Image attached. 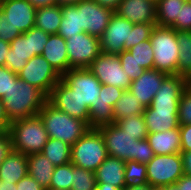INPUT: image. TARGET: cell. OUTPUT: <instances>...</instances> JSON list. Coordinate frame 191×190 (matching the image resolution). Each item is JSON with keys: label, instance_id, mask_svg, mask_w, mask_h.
Segmentation results:
<instances>
[{"label": "cell", "instance_id": "obj_25", "mask_svg": "<svg viewBox=\"0 0 191 190\" xmlns=\"http://www.w3.org/2000/svg\"><path fill=\"white\" fill-rule=\"evenodd\" d=\"M27 174V155L12 149L0 165V181L17 183Z\"/></svg>", "mask_w": 191, "mask_h": 190}, {"label": "cell", "instance_id": "obj_33", "mask_svg": "<svg viewBox=\"0 0 191 190\" xmlns=\"http://www.w3.org/2000/svg\"><path fill=\"white\" fill-rule=\"evenodd\" d=\"M115 124L121 128L124 133L134 137V140L146 139L148 135L145 119L143 115H134L121 120H116Z\"/></svg>", "mask_w": 191, "mask_h": 190}, {"label": "cell", "instance_id": "obj_48", "mask_svg": "<svg viewBox=\"0 0 191 190\" xmlns=\"http://www.w3.org/2000/svg\"><path fill=\"white\" fill-rule=\"evenodd\" d=\"M16 188L17 190H45L28 174L16 183Z\"/></svg>", "mask_w": 191, "mask_h": 190}, {"label": "cell", "instance_id": "obj_15", "mask_svg": "<svg viewBox=\"0 0 191 190\" xmlns=\"http://www.w3.org/2000/svg\"><path fill=\"white\" fill-rule=\"evenodd\" d=\"M61 79L75 91L89 109L92 103H96L102 84L88 68L70 69Z\"/></svg>", "mask_w": 191, "mask_h": 190}, {"label": "cell", "instance_id": "obj_53", "mask_svg": "<svg viewBox=\"0 0 191 190\" xmlns=\"http://www.w3.org/2000/svg\"><path fill=\"white\" fill-rule=\"evenodd\" d=\"M94 1L97 2L100 6H104L115 11L119 6L121 0H94Z\"/></svg>", "mask_w": 191, "mask_h": 190}, {"label": "cell", "instance_id": "obj_39", "mask_svg": "<svg viewBox=\"0 0 191 190\" xmlns=\"http://www.w3.org/2000/svg\"><path fill=\"white\" fill-rule=\"evenodd\" d=\"M179 125L191 124V83L183 91L178 106Z\"/></svg>", "mask_w": 191, "mask_h": 190}, {"label": "cell", "instance_id": "obj_51", "mask_svg": "<svg viewBox=\"0 0 191 190\" xmlns=\"http://www.w3.org/2000/svg\"><path fill=\"white\" fill-rule=\"evenodd\" d=\"M175 184L180 190H191V176L184 174Z\"/></svg>", "mask_w": 191, "mask_h": 190}, {"label": "cell", "instance_id": "obj_26", "mask_svg": "<svg viewBox=\"0 0 191 190\" xmlns=\"http://www.w3.org/2000/svg\"><path fill=\"white\" fill-rule=\"evenodd\" d=\"M28 175L45 190L49 188L55 166L40 152L27 155Z\"/></svg>", "mask_w": 191, "mask_h": 190}, {"label": "cell", "instance_id": "obj_18", "mask_svg": "<svg viewBox=\"0 0 191 190\" xmlns=\"http://www.w3.org/2000/svg\"><path fill=\"white\" fill-rule=\"evenodd\" d=\"M114 12L134 24H156V0H121Z\"/></svg>", "mask_w": 191, "mask_h": 190}, {"label": "cell", "instance_id": "obj_37", "mask_svg": "<svg viewBox=\"0 0 191 190\" xmlns=\"http://www.w3.org/2000/svg\"><path fill=\"white\" fill-rule=\"evenodd\" d=\"M147 168L145 163L126 161L124 177L129 186L142 185L147 183Z\"/></svg>", "mask_w": 191, "mask_h": 190}, {"label": "cell", "instance_id": "obj_7", "mask_svg": "<svg viewBox=\"0 0 191 190\" xmlns=\"http://www.w3.org/2000/svg\"><path fill=\"white\" fill-rule=\"evenodd\" d=\"M70 69L89 68L101 53L100 39L87 32L65 39Z\"/></svg>", "mask_w": 191, "mask_h": 190}, {"label": "cell", "instance_id": "obj_41", "mask_svg": "<svg viewBox=\"0 0 191 190\" xmlns=\"http://www.w3.org/2000/svg\"><path fill=\"white\" fill-rule=\"evenodd\" d=\"M156 24H145L139 23L134 24L131 30L130 36V48L134 47L136 44L150 39L152 29Z\"/></svg>", "mask_w": 191, "mask_h": 190}, {"label": "cell", "instance_id": "obj_49", "mask_svg": "<svg viewBox=\"0 0 191 190\" xmlns=\"http://www.w3.org/2000/svg\"><path fill=\"white\" fill-rule=\"evenodd\" d=\"M11 122L8 120V117L5 113L4 105L0 99V130L7 132Z\"/></svg>", "mask_w": 191, "mask_h": 190}, {"label": "cell", "instance_id": "obj_35", "mask_svg": "<svg viewBox=\"0 0 191 190\" xmlns=\"http://www.w3.org/2000/svg\"><path fill=\"white\" fill-rule=\"evenodd\" d=\"M134 60L145 70L154 69L153 48L150 39L136 44L128 50Z\"/></svg>", "mask_w": 191, "mask_h": 190}, {"label": "cell", "instance_id": "obj_27", "mask_svg": "<svg viewBox=\"0 0 191 190\" xmlns=\"http://www.w3.org/2000/svg\"><path fill=\"white\" fill-rule=\"evenodd\" d=\"M62 19L61 6L39 7L36 11L35 27L47 32L49 35L57 34Z\"/></svg>", "mask_w": 191, "mask_h": 190}, {"label": "cell", "instance_id": "obj_47", "mask_svg": "<svg viewBox=\"0 0 191 190\" xmlns=\"http://www.w3.org/2000/svg\"><path fill=\"white\" fill-rule=\"evenodd\" d=\"M181 136V152L191 151V124L179 125Z\"/></svg>", "mask_w": 191, "mask_h": 190}, {"label": "cell", "instance_id": "obj_10", "mask_svg": "<svg viewBox=\"0 0 191 190\" xmlns=\"http://www.w3.org/2000/svg\"><path fill=\"white\" fill-rule=\"evenodd\" d=\"M134 23L120 17L115 12L100 39L101 52L120 54L130 49V36Z\"/></svg>", "mask_w": 191, "mask_h": 190}, {"label": "cell", "instance_id": "obj_60", "mask_svg": "<svg viewBox=\"0 0 191 190\" xmlns=\"http://www.w3.org/2000/svg\"><path fill=\"white\" fill-rule=\"evenodd\" d=\"M151 190H167V185L166 186H156V187H152Z\"/></svg>", "mask_w": 191, "mask_h": 190}, {"label": "cell", "instance_id": "obj_40", "mask_svg": "<svg viewBox=\"0 0 191 190\" xmlns=\"http://www.w3.org/2000/svg\"><path fill=\"white\" fill-rule=\"evenodd\" d=\"M28 31L30 32L31 53H34L35 55H41L44 46L48 41L49 34L36 27H32Z\"/></svg>", "mask_w": 191, "mask_h": 190}, {"label": "cell", "instance_id": "obj_28", "mask_svg": "<svg viewBox=\"0 0 191 190\" xmlns=\"http://www.w3.org/2000/svg\"><path fill=\"white\" fill-rule=\"evenodd\" d=\"M179 45L177 74L191 82V31H176Z\"/></svg>", "mask_w": 191, "mask_h": 190}, {"label": "cell", "instance_id": "obj_12", "mask_svg": "<svg viewBox=\"0 0 191 190\" xmlns=\"http://www.w3.org/2000/svg\"><path fill=\"white\" fill-rule=\"evenodd\" d=\"M75 6L78 8L80 27L83 31L100 38L114 11L100 6L94 0H80Z\"/></svg>", "mask_w": 191, "mask_h": 190}, {"label": "cell", "instance_id": "obj_38", "mask_svg": "<svg viewBox=\"0 0 191 190\" xmlns=\"http://www.w3.org/2000/svg\"><path fill=\"white\" fill-rule=\"evenodd\" d=\"M118 57L121 61L122 69L127 72L131 81L138 79L145 71L133 58V55L128 51L124 50Z\"/></svg>", "mask_w": 191, "mask_h": 190}, {"label": "cell", "instance_id": "obj_50", "mask_svg": "<svg viewBox=\"0 0 191 190\" xmlns=\"http://www.w3.org/2000/svg\"><path fill=\"white\" fill-rule=\"evenodd\" d=\"M184 174L191 176V151L181 152Z\"/></svg>", "mask_w": 191, "mask_h": 190}, {"label": "cell", "instance_id": "obj_54", "mask_svg": "<svg viewBox=\"0 0 191 190\" xmlns=\"http://www.w3.org/2000/svg\"><path fill=\"white\" fill-rule=\"evenodd\" d=\"M35 8L52 6L57 4L56 0H28Z\"/></svg>", "mask_w": 191, "mask_h": 190}, {"label": "cell", "instance_id": "obj_21", "mask_svg": "<svg viewBox=\"0 0 191 190\" xmlns=\"http://www.w3.org/2000/svg\"><path fill=\"white\" fill-rule=\"evenodd\" d=\"M62 77L69 70L66 42L58 34L49 35L41 54Z\"/></svg>", "mask_w": 191, "mask_h": 190}, {"label": "cell", "instance_id": "obj_43", "mask_svg": "<svg viewBox=\"0 0 191 190\" xmlns=\"http://www.w3.org/2000/svg\"><path fill=\"white\" fill-rule=\"evenodd\" d=\"M19 35H21L19 30L14 28L7 17L0 12V39L10 43Z\"/></svg>", "mask_w": 191, "mask_h": 190}, {"label": "cell", "instance_id": "obj_30", "mask_svg": "<svg viewBox=\"0 0 191 190\" xmlns=\"http://www.w3.org/2000/svg\"><path fill=\"white\" fill-rule=\"evenodd\" d=\"M54 166L71 162V146L61 140L49 138L41 152Z\"/></svg>", "mask_w": 191, "mask_h": 190}, {"label": "cell", "instance_id": "obj_14", "mask_svg": "<svg viewBox=\"0 0 191 190\" xmlns=\"http://www.w3.org/2000/svg\"><path fill=\"white\" fill-rule=\"evenodd\" d=\"M47 101L55 108L89 125V108L62 79L51 90Z\"/></svg>", "mask_w": 191, "mask_h": 190}, {"label": "cell", "instance_id": "obj_56", "mask_svg": "<svg viewBox=\"0 0 191 190\" xmlns=\"http://www.w3.org/2000/svg\"><path fill=\"white\" fill-rule=\"evenodd\" d=\"M0 190H17L16 183L0 181Z\"/></svg>", "mask_w": 191, "mask_h": 190}, {"label": "cell", "instance_id": "obj_46", "mask_svg": "<svg viewBox=\"0 0 191 190\" xmlns=\"http://www.w3.org/2000/svg\"><path fill=\"white\" fill-rule=\"evenodd\" d=\"M12 150L11 139L7 132L0 130V165Z\"/></svg>", "mask_w": 191, "mask_h": 190}, {"label": "cell", "instance_id": "obj_24", "mask_svg": "<svg viewBox=\"0 0 191 190\" xmlns=\"http://www.w3.org/2000/svg\"><path fill=\"white\" fill-rule=\"evenodd\" d=\"M146 139L155 155L181 153L179 127L164 132L148 133Z\"/></svg>", "mask_w": 191, "mask_h": 190}, {"label": "cell", "instance_id": "obj_52", "mask_svg": "<svg viewBox=\"0 0 191 190\" xmlns=\"http://www.w3.org/2000/svg\"><path fill=\"white\" fill-rule=\"evenodd\" d=\"M10 49V43L0 39V67L5 66V59Z\"/></svg>", "mask_w": 191, "mask_h": 190}, {"label": "cell", "instance_id": "obj_13", "mask_svg": "<svg viewBox=\"0 0 191 190\" xmlns=\"http://www.w3.org/2000/svg\"><path fill=\"white\" fill-rule=\"evenodd\" d=\"M125 90L112 86L101 85V91L96 103L89 109V127L98 129L102 126L115 123L113 107Z\"/></svg>", "mask_w": 191, "mask_h": 190}, {"label": "cell", "instance_id": "obj_22", "mask_svg": "<svg viewBox=\"0 0 191 190\" xmlns=\"http://www.w3.org/2000/svg\"><path fill=\"white\" fill-rule=\"evenodd\" d=\"M143 116L148 133L164 132L179 127L178 109L146 108Z\"/></svg>", "mask_w": 191, "mask_h": 190}, {"label": "cell", "instance_id": "obj_17", "mask_svg": "<svg viewBox=\"0 0 191 190\" xmlns=\"http://www.w3.org/2000/svg\"><path fill=\"white\" fill-rule=\"evenodd\" d=\"M190 83L178 74L168 75L147 108L178 109L181 94Z\"/></svg>", "mask_w": 191, "mask_h": 190}, {"label": "cell", "instance_id": "obj_19", "mask_svg": "<svg viewBox=\"0 0 191 190\" xmlns=\"http://www.w3.org/2000/svg\"><path fill=\"white\" fill-rule=\"evenodd\" d=\"M167 76L168 74L157 69L145 70L138 79L131 82L129 90L147 108L151 105L153 97Z\"/></svg>", "mask_w": 191, "mask_h": 190}, {"label": "cell", "instance_id": "obj_31", "mask_svg": "<svg viewBox=\"0 0 191 190\" xmlns=\"http://www.w3.org/2000/svg\"><path fill=\"white\" fill-rule=\"evenodd\" d=\"M185 0H156V25L172 27Z\"/></svg>", "mask_w": 191, "mask_h": 190}, {"label": "cell", "instance_id": "obj_55", "mask_svg": "<svg viewBox=\"0 0 191 190\" xmlns=\"http://www.w3.org/2000/svg\"><path fill=\"white\" fill-rule=\"evenodd\" d=\"M151 188L152 186L149 183L136 186H129L126 184L121 190H151Z\"/></svg>", "mask_w": 191, "mask_h": 190}, {"label": "cell", "instance_id": "obj_1", "mask_svg": "<svg viewBox=\"0 0 191 190\" xmlns=\"http://www.w3.org/2000/svg\"><path fill=\"white\" fill-rule=\"evenodd\" d=\"M10 122L37 115L47 102V95L38 87L18 78L1 98Z\"/></svg>", "mask_w": 191, "mask_h": 190}, {"label": "cell", "instance_id": "obj_3", "mask_svg": "<svg viewBox=\"0 0 191 190\" xmlns=\"http://www.w3.org/2000/svg\"><path fill=\"white\" fill-rule=\"evenodd\" d=\"M7 133L12 149L25 155L42 152L49 139L38 114L12 121Z\"/></svg>", "mask_w": 191, "mask_h": 190}, {"label": "cell", "instance_id": "obj_23", "mask_svg": "<svg viewBox=\"0 0 191 190\" xmlns=\"http://www.w3.org/2000/svg\"><path fill=\"white\" fill-rule=\"evenodd\" d=\"M125 163L117 157L108 155L95 171L96 182L108 183L121 190L126 185Z\"/></svg>", "mask_w": 191, "mask_h": 190}, {"label": "cell", "instance_id": "obj_34", "mask_svg": "<svg viewBox=\"0 0 191 190\" xmlns=\"http://www.w3.org/2000/svg\"><path fill=\"white\" fill-rule=\"evenodd\" d=\"M73 179V164L55 166L54 172L49 184L50 189L70 190Z\"/></svg>", "mask_w": 191, "mask_h": 190}, {"label": "cell", "instance_id": "obj_6", "mask_svg": "<svg viewBox=\"0 0 191 190\" xmlns=\"http://www.w3.org/2000/svg\"><path fill=\"white\" fill-rule=\"evenodd\" d=\"M146 168L147 183L152 187L175 184L184 175L181 153L155 155Z\"/></svg>", "mask_w": 191, "mask_h": 190}, {"label": "cell", "instance_id": "obj_8", "mask_svg": "<svg viewBox=\"0 0 191 190\" xmlns=\"http://www.w3.org/2000/svg\"><path fill=\"white\" fill-rule=\"evenodd\" d=\"M102 85H112L129 90L131 80L122 69L121 61L116 54L101 52L88 68Z\"/></svg>", "mask_w": 191, "mask_h": 190}, {"label": "cell", "instance_id": "obj_20", "mask_svg": "<svg viewBox=\"0 0 191 190\" xmlns=\"http://www.w3.org/2000/svg\"><path fill=\"white\" fill-rule=\"evenodd\" d=\"M33 56L30 46V32L27 31L17 36L10 42V49L5 59V66L15 74H18Z\"/></svg>", "mask_w": 191, "mask_h": 190}, {"label": "cell", "instance_id": "obj_4", "mask_svg": "<svg viewBox=\"0 0 191 190\" xmlns=\"http://www.w3.org/2000/svg\"><path fill=\"white\" fill-rule=\"evenodd\" d=\"M150 42L154 54V69L168 75H176L179 57L176 30L155 25L150 35Z\"/></svg>", "mask_w": 191, "mask_h": 190}, {"label": "cell", "instance_id": "obj_16", "mask_svg": "<svg viewBox=\"0 0 191 190\" xmlns=\"http://www.w3.org/2000/svg\"><path fill=\"white\" fill-rule=\"evenodd\" d=\"M36 11L28 0H0V12L21 34L35 27Z\"/></svg>", "mask_w": 191, "mask_h": 190}, {"label": "cell", "instance_id": "obj_58", "mask_svg": "<svg viewBox=\"0 0 191 190\" xmlns=\"http://www.w3.org/2000/svg\"><path fill=\"white\" fill-rule=\"evenodd\" d=\"M56 1H57V5L64 6V5H75L80 0H56Z\"/></svg>", "mask_w": 191, "mask_h": 190}, {"label": "cell", "instance_id": "obj_57", "mask_svg": "<svg viewBox=\"0 0 191 190\" xmlns=\"http://www.w3.org/2000/svg\"><path fill=\"white\" fill-rule=\"evenodd\" d=\"M96 190H120L108 183H97Z\"/></svg>", "mask_w": 191, "mask_h": 190}, {"label": "cell", "instance_id": "obj_44", "mask_svg": "<svg viewBox=\"0 0 191 190\" xmlns=\"http://www.w3.org/2000/svg\"><path fill=\"white\" fill-rule=\"evenodd\" d=\"M18 74L12 72L6 66L0 67V99L9 91L12 82H16Z\"/></svg>", "mask_w": 191, "mask_h": 190}, {"label": "cell", "instance_id": "obj_2", "mask_svg": "<svg viewBox=\"0 0 191 190\" xmlns=\"http://www.w3.org/2000/svg\"><path fill=\"white\" fill-rule=\"evenodd\" d=\"M49 138L61 140L70 146L75 144L87 131L89 125L80 119L55 108L48 101L38 113Z\"/></svg>", "mask_w": 191, "mask_h": 190}, {"label": "cell", "instance_id": "obj_42", "mask_svg": "<svg viewBox=\"0 0 191 190\" xmlns=\"http://www.w3.org/2000/svg\"><path fill=\"white\" fill-rule=\"evenodd\" d=\"M171 28L176 31H191V2L185 1L180 7L179 18H176Z\"/></svg>", "mask_w": 191, "mask_h": 190}, {"label": "cell", "instance_id": "obj_29", "mask_svg": "<svg viewBox=\"0 0 191 190\" xmlns=\"http://www.w3.org/2000/svg\"><path fill=\"white\" fill-rule=\"evenodd\" d=\"M145 107L141 104L130 90H125L113 107L116 120H121L134 115H143Z\"/></svg>", "mask_w": 191, "mask_h": 190}, {"label": "cell", "instance_id": "obj_45", "mask_svg": "<svg viewBox=\"0 0 191 190\" xmlns=\"http://www.w3.org/2000/svg\"><path fill=\"white\" fill-rule=\"evenodd\" d=\"M155 156L147 139L138 140L136 162L147 164Z\"/></svg>", "mask_w": 191, "mask_h": 190}, {"label": "cell", "instance_id": "obj_5", "mask_svg": "<svg viewBox=\"0 0 191 190\" xmlns=\"http://www.w3.org/2000/svg\"><path fill=\"white\" fill-rule=\"evenodd\" d=\"M104 138L98 129H90L71 146V163L93 172L107 158Z\"/></svg>", "mask_w": 191, "mask_h": 190}, {"label": "cell", "instance_id": "obj_32", "mask_svg": "<svg viewBox=\"0 0 191 190\" xmlns=\"http://www.w3.org/2000/svg\"><path fill=\"white\" fill-rule=\"evenodd\" d=\"M62 19L58 35L67 39L75 34L84 32L80 27L78 8L75 5L61 6Z\"/></svg>", "mask_w": 191, "mask_h": 190}, {"label": "cell", "instance_id": "obj_59", "mask_svg": "<svg viewBox=\"0 0 191 190\" xmlns=\"http://www.w3.org/2000/svg\"><path fill=\"white\" fill-rule=\"evenodd\" d=\"M167 190H180L176 184L167 185Z\"/></svg>", "mask_w": 191, "mask_h": 190}, {"label": "cell", "instance_id": "obj_9", "mask_svg": "<svg viewBox=\"0 0 191 190\" xmlns=\"http://www.w3.org/2000/svg\"><path fill=\"white\" fill-rule=\"evenodd\" d=\"M18 78L38 87L47 96L61 80L58 72L42 55L29 59L27 65L18 73Z\"/></svg>", "mask_w": 191, "mask_h": 190}, {"label": "cell", "instance_id": "obj_11", "mask_svg": "<svg viewBox=\"0 0 191 190\" xmlns=\"http://www.w3.org/2000/svg\"><path fill=\"white\" fill-rule=\"evenodd\" d=\"M101 132L107 154L123 161H136L138 140L119 128L115 123L98 128Z\"/></svg>", "mask_w": 191, "mask_h": 190}, {"label": "cell", "instance_id": "obj_36", "mask_svg": "<svg viewBox=\"0 0 191 190\" xmlns=\"http://www.w3.org/2000/svg\"><path fill=\"white\" fill-rule=\"evenodd\" d=\"M95 172L73 165V179L70 190H96Z\"/></svg>", "mask_w": 191, "mask_h": 190}]
</instances>
